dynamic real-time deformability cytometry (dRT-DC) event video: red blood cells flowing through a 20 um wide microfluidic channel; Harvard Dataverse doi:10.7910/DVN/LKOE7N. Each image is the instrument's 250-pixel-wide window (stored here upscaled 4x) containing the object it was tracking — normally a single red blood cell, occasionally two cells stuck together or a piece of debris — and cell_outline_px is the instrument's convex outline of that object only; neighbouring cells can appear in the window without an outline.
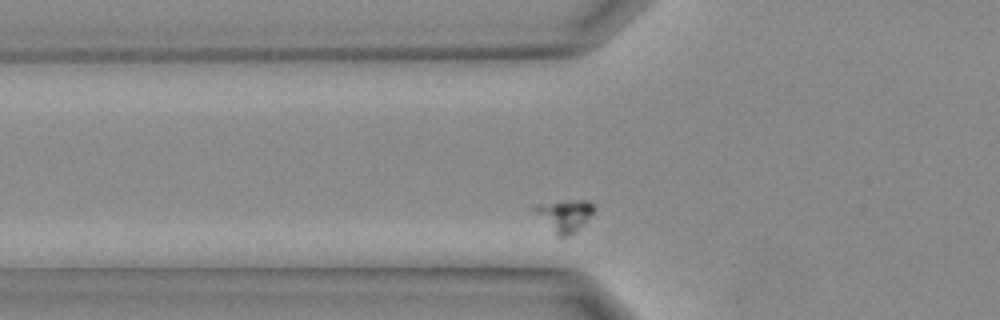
{"species": "Egyptian fruit bat (a non-hibernating species)", "species_latin": "Rousettus aegyptiacus", "temperature_condition": "warm", "stored_images_in_passage": 21, "camera_frame_rate_fps": 3000, "um_per_image_px": 0.085, "animal": {"sex": "female"}, "frame": {"image": 1, "passage_image": 3, "time_ms": 0.667, "image_size_px": [1000, 320], "cell_outline_px": [[596, 208], [584, 224], [572, 232], [564, 236], [556, 236], [536, 212], [536, 204], [564, 200], [588, 200], [596, 204]], "centroid_in_image_um": [48.06, 18.27], "position_along_channel_um": 77.7, "area_um2": 10.81}}
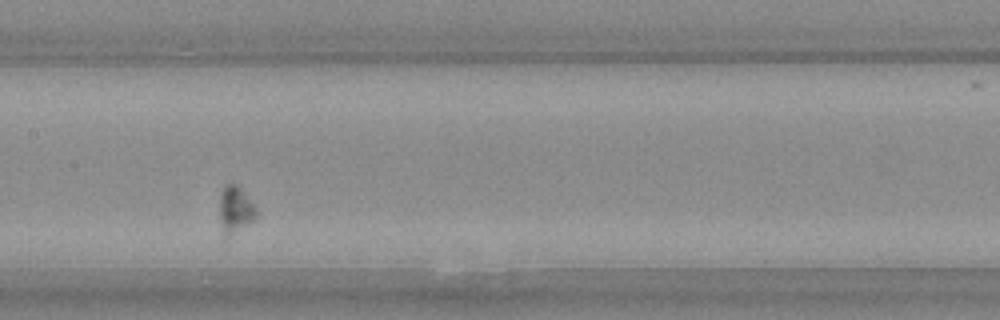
{"frame": {"image": 2, "passage_image": 9, "time_ms": 2.667, "image_size_px": [1000, 320], "cell_outline_px": [[256, 220], [228, 240], [224, 240], [220, 224], [220, 192], [228, 184], [236, 184], [240, 188], [256, 208]], "centroid_in_image_um": [19.99, 17.95], "position_along_channel_um": 187.4, "area_um2": 10.4}}
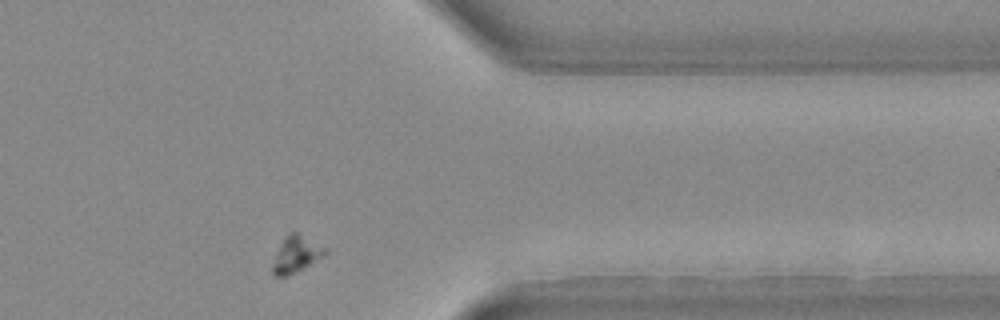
{"frame": {"image": 3, "passage_image": 20, "time_ms": 6.333, "image_size_px": [1000, 320], "cell_outline_px": [[328, 252], [324, 256], [288, 276], [272, 276], [272, 264], [280, 244], [292, 232], [296, 232], [328, 248]], "centroid_in_image_um": [25.19, 21.64], "position_along_channel_um": 386.2, "area_um2": 10.92}}